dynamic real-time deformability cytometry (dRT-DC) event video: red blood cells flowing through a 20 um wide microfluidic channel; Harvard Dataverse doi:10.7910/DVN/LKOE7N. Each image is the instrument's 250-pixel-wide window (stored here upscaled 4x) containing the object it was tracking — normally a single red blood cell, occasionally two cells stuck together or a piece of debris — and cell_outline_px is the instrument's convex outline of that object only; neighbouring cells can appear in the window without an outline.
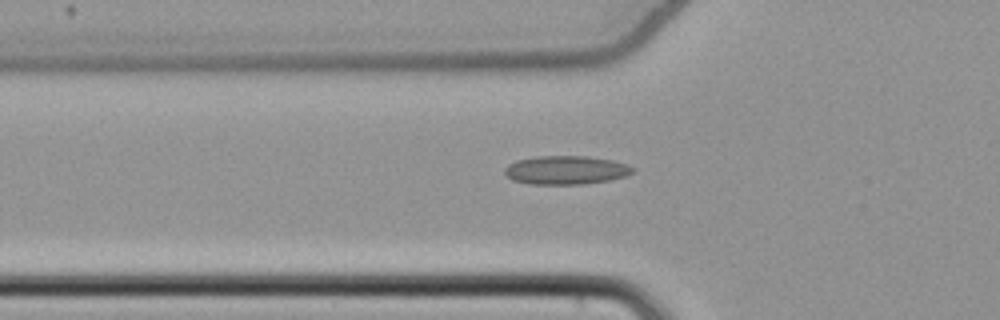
{"species": "common noctule bat (a hibernating species)", "species_latin": "Nyctalus noctula", "temperature_condition": "cold", "stored_images_in_passage": 55, "camera_frame_rate_fps": 3000, "um_per_image_px": 0.085, "animal": {"sex": "female", "body_mass_g": 22.7, "forearm_length_mm": 54.2}, "frame": {"image": 1, "passage_image": 20, "time_ms": 6.333, "image_size_px": [1000, 320], "cell_outline_px": [[636, 168], [632, 172], [624, 176], [608, 180], [584, 184], [532, 184], [512, 180], [504, 172], [504, 168], [508, 164], [516, 160], [536, 156], [588, 156], [612, 160], [628, 164]], "centroid_in_image_um": [48.09, 14.45], "position_along_channel_um": 77.7, "area_um2": 21.39}}
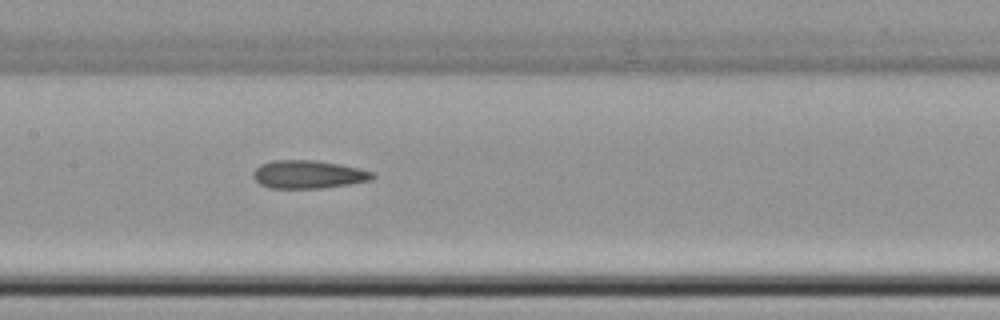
{"frame": {"image": 2, "passage_image": 28, "time_ms": 9.0, "image_size_px": [1000, 320], "cell_outline_px": [[376, 176], [372, 180], [348, 184], [320, 188], [268, 188], [260, 184], [252, 176], [252, 172], [260, 164], [272, 160], [316, 160], [340, 164], [360, 168], [376, 172]], "centroid_in_image_um": [26.22, 14.82], "position_along_channel_um": 181.2, "area_um2": 19.77}}
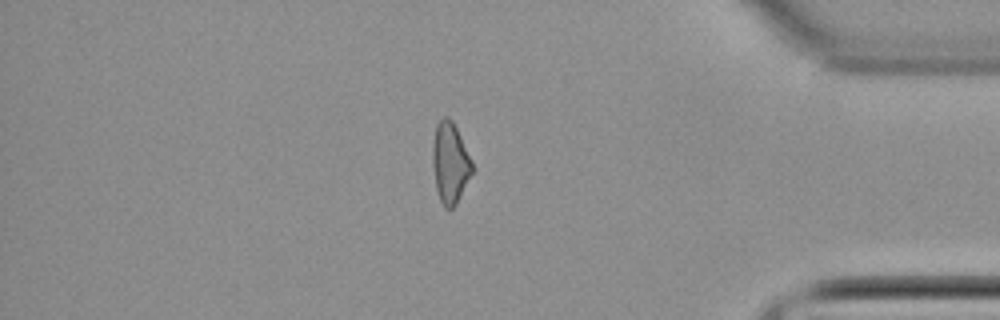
{"frame": {"image": 3, "passage_image": 47, "time_ms": 15.333, "image_size_px": [1000, 320], "cell_outline_px": [[476, 168], [456, 204], [452, 208], [444, 208], [440, 200], [436, 188], [432, 164], [432, 144], [436, 124], [444, 116], [448, 116], [452, 120]], "centroid_in_image_um": [38.27, 13.84], "position_along_channel_um": 396.9, "area_um2": 18.9}, "authors_computed_cell_mechanics": {"area_um2": 19.7676, "velocity_mm_per_s": 3.8723, "shape_relaxation_time_tau1_ms": null, "shape_relaxation_time_tau2_ms": 2.9941, "deformation_change_tau1": null, "deformation_change_tau2": 0.1217}}